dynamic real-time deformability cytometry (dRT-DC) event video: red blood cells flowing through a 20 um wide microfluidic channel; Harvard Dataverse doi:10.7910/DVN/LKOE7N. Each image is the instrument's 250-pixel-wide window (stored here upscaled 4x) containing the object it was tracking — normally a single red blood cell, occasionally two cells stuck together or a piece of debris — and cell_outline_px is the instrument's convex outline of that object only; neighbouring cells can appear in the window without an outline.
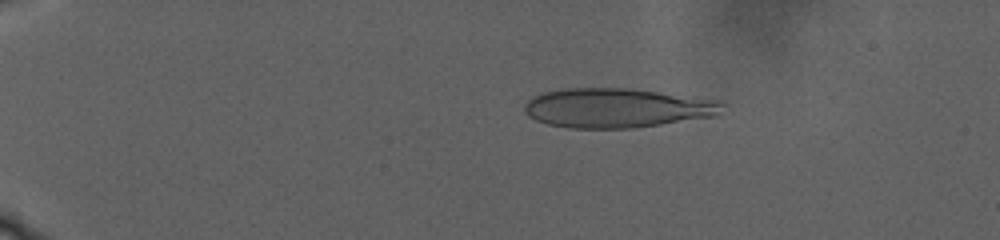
{"species": "human", "species_latin": "Homo sapiens", "temperature_condition": "warm", "stored_images_in_passage": 72, "camera_frame_rate_fps": 3000, "um_per_image_px": 0.085, "donor": {"sex": "male"}, "frame": {"image": 1, "passage_image": 11, "time_ms": 5.667, "image_size_px": [1000, 240], "cell_outline_px": [[724, 104], [712, 116], [660, 124], [632, 128], [568, 128], [548, 124], [536, 120], [528, 116], [524, 112], [524, 104], [532, 96], [544, 92], [564, 88], [628, 88], [724, 100]], "centroid_in_image_um": [52.38, 9.16], "position_along_channel_um": 32.6, "area_um2": 45.37}}
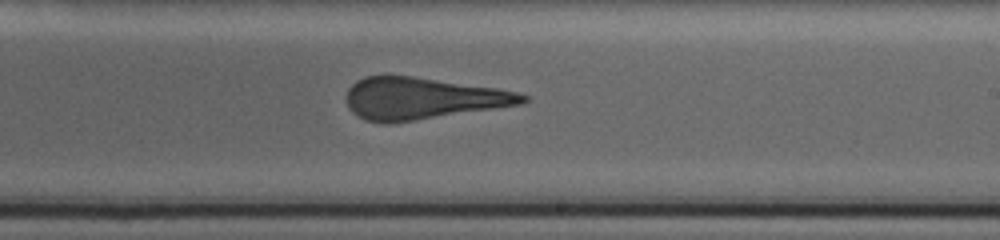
{"frame": {"image": 2, "passage_image": 45, "time_ms": 20.0, "image_size_px": [1000, 240], "cell_outline_px": [[528, 100], [524, 104], [388, 124], [384, 124], [364, 120], [352, 112], [348, 108], [344, 96], [348, 88], [356, 80], [364, 76], [412, 76], [496, 88], [516, 92], [528, 96]], "centroid_in_image_um": [35.85, 8.37], "position_along_channel_um": 253.2, "area_um2": 43.06}}
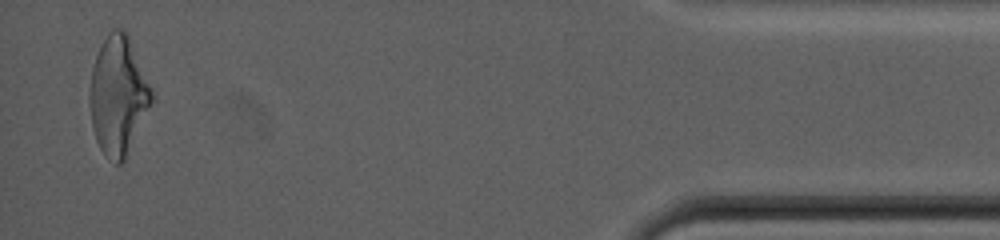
{"frame": {"image": 3, "passage_image": 71, "time_ms": 30.333, "image_size_px": [1000, 240], "cell_outline_px": [[152, 100], [124, 160], [120, 164], [116, 164], [108, 160], [104, 156], [96, 140], [92, 128], [88, 100], [88, 96], [92, 68], [100, 44], [108, 32], [112, 28], [124, 28], [128, 32], [152, 88]], "centroid_in_image_um": [10.01, 8.07], "position_along_channel_um": 425.2, "area_um2": 43.0}, "authors_computed_cell_mechanics": {"area_um2": 44.5349, "velocity_mm_per_s": 2.2599, "shape_relaxation_time_tau1_ms": null, "shape_relaxation_time_tau2_ms": 2.0039, "deformation_change_tau1": null, "deformation_change_tau2": 0.1155}}